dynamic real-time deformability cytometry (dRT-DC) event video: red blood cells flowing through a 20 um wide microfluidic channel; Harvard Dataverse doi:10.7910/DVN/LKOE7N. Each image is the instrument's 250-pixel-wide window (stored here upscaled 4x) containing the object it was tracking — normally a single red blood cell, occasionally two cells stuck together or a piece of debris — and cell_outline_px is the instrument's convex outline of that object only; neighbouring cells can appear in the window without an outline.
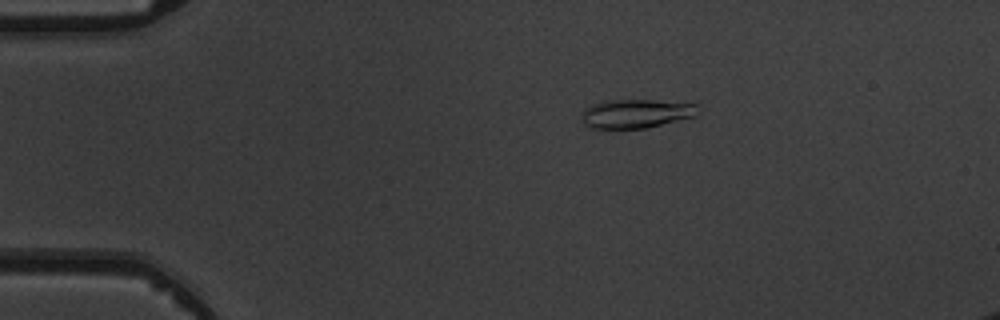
{"species": "common noctule bat (a hibernating species)", "species_latin": "Nyctalus noctula", "temperature_condition": "warm", "stored_images_in_passage": 5, "camera_frame_rate_fps": 3000, "um_per_image_px": 0.085, "animal": {"sex": "male", "body_mass_g": 19.5, "forearm_length_mm": 54.6}, "frame": {"image": 1, "passage_image": 2, "time_ms": 1.0, "image_size_px": [1000, 320], "cell_outline_px": [[700, 104], [696, 116], [644, 128], [592, 128], [584, 124], [584, 108], [592, 104], [604, 100], [700, 100]], "centroid_in_image_um": [54.24, 9.6], "position_along_channel_um": 30.8, "area_um2": 20.06}}